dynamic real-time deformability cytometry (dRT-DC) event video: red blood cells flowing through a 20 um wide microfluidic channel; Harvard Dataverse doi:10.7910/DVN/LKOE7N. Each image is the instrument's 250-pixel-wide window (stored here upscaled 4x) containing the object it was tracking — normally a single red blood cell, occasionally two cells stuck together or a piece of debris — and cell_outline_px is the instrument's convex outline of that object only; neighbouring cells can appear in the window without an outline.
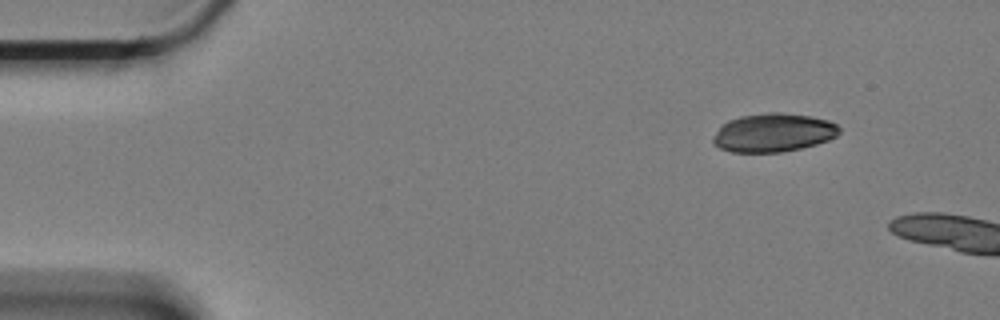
{"species": "Egyptian fruit bat (a non-hibernating species)", "species_latin": "Rousettus aegyptiacus", "temperature_condition": "cold", "stored_images_in_passage": 6, "camera_frame_rate_fps": 3000, "um_per_image_px": 0.085, "animal": {"sex": "female"}, "frame": {"image": 1, "passage_image": 1, "time_ms": 0.0, "image_size_px": [1000, 320], "cell_outline_px": [[840, 132], [836, 136], [828, 140], [816, 144], [800, 148], [780, 152], [732, 152], [720, 148], [712, 144], [712, 136], [728, 120], [740, 116], [768, 112], [780, 112], [812, 116], [828, 120], [836, 124], [840, 128]], "centroid_in_image_um": [65.73, 11.27], "position_along_channel_um": 19.3, "area_um2": 28.38}}